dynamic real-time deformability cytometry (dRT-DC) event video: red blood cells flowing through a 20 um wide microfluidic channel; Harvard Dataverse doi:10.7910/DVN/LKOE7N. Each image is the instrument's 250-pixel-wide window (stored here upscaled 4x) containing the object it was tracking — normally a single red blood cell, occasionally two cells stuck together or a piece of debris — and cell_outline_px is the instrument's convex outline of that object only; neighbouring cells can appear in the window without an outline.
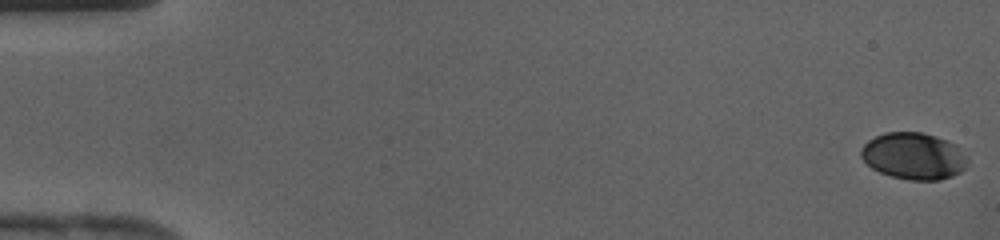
{"species": "human", "species_latin": "Homo sapiens", "temperature_condition": "cold", "stored_images_in_passage": 43, "camera_frame_rate_fps": 3000, "um_per_image_px": 0.085, "donor": {"sex": "female"}, "frame": {"image": 1, "passage_image": 1, "time_ms": 0.0, "image_size_px": [1000, 240], "cell_outline_px": [[968, 160], [964, 168], [960, 172], [952, 176], [940, 180], [908, 180], [892, 176], [880, 172], [872, 168], [860, 156], [860, 148], [868, 140], [884, 132], [924, 132], [948, 140], [956, 144], [968, 156]], "centroid_in_image_um": [77.68, 13.25], "position_along_channel_um": 7.3, "area_um2": 29.3}}
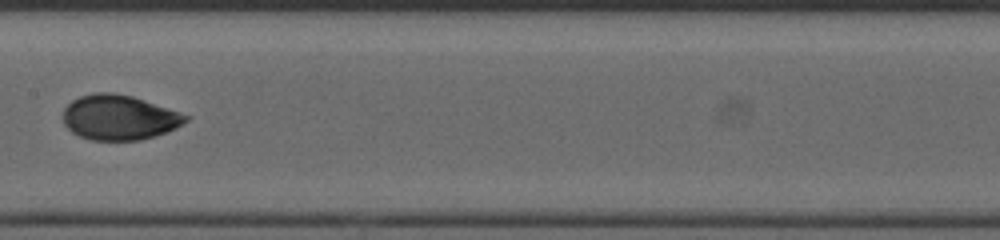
{"frame": {"image": 2, "passage_image": 23, "time_ms": 7.333, "image_size_px": [1000, 240], "cell_outline_px": [[188, 120], [176, 128], [156, 136], [140, 140], [92, 140], [80, 136], [72, 132], [64, 124], [64, 108], [72, 100], [80, 96], [96, 92], [112, 92], [132, 96], [188, 116]], "centroid_in_image_um": [10.1, 9.99], "position_along_channel_um": 197.3, "area_um2": 31.79}}
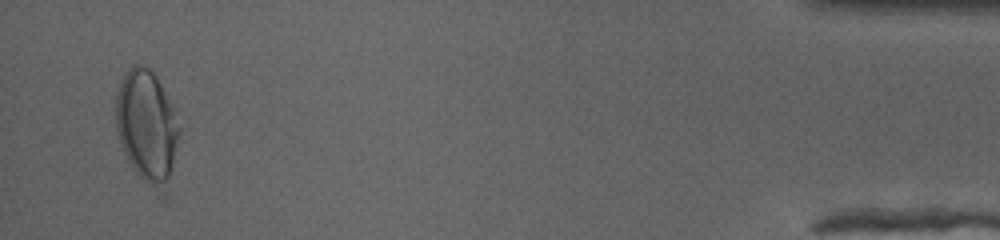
{"frame": {"image": 3, "passage_image": 42, "time_ms": 13.667, "image_size_px": [1000, 240], "cell_outline_px": [[180, 132], [168, 176], [164, 180], [156, 184], [152, 184], [140, 176], [132, 168], [120, 144], [116, 132], [116, 92], [120, 80], [124, 72], [132, 64], [140, 64], [148, 68], [156, 76], [172, 108], [180, 128]], "centroid_in_image_um": [12.4, 10.54], "position_along_channel_um": 422.8, "area_um2": 39.65}}